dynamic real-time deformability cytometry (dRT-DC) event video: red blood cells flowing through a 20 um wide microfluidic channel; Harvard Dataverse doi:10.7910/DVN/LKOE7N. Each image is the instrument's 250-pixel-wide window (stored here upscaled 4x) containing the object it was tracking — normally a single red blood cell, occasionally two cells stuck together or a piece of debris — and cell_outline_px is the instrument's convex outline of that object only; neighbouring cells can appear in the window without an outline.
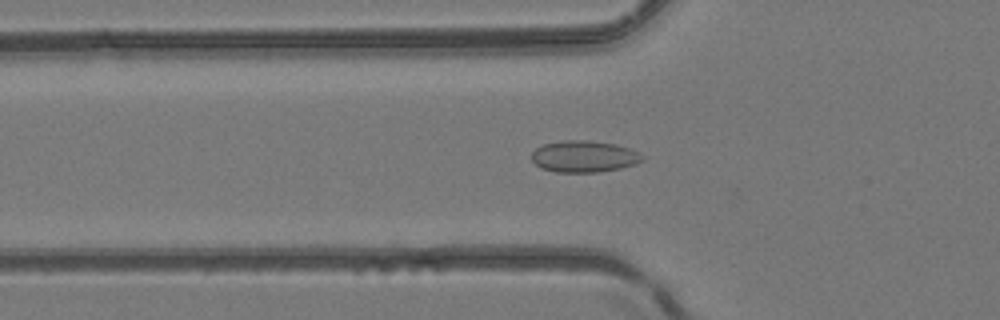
{"species": "common noctule bat (a hibernating species)", "species_latin": "Nyctalus noctula", "temperature_condition": "room temperature", "stored_images_in_passage": 38, "camera_frame_rate_fps": 3000, "um_per_image_px": 0.085, "animal": {"sex": "female", "body_mass_g": 24.6, "forearm_length_mm": 56.2}, "frame": {"image": 1, "passage_image": 11, "time_ms": 3.333, "image_size_px": [1000, 320], "cell_outline_px": [[644, 156], [636, 164], [620, 168], [596, 172], [556, 172], [540, 168], [532, 160], [532, 152], [536, 148], [544, 144], [560, 140], [588, 140], [616, 144], [628, 148]], "centroid_in_image_um": [49.6, 13.29], "position_along_channel_um": 76.2, "area_um2": 20.29}}
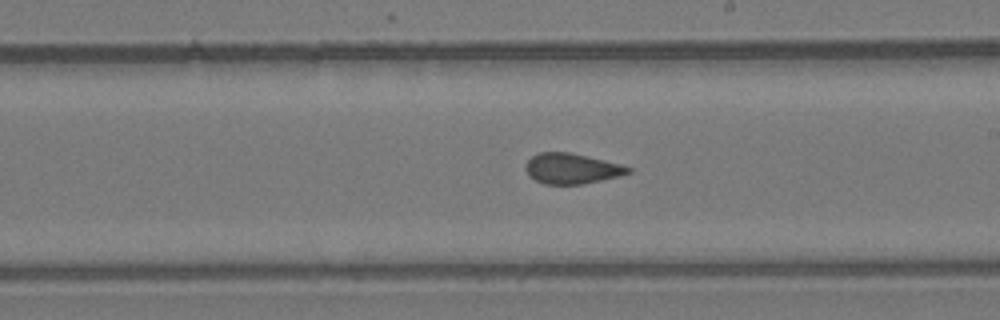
{"frame": {"image": 2, "passage_image": 22, "time_ms": 7.0, "image_size_px": [1000, 320], "cell_outline_px": [[632, 172], [620, 176], [580, 184], [544, 184], [528, 176], [524, 168], [524, 164], [532, 156], [540, 152], [568, 152], [620, 164], [632, 168]], "centroid_in_image_um": [48.56, 14.33], "position_along_channel_um": 240.4, "area_um2": 18.09}}
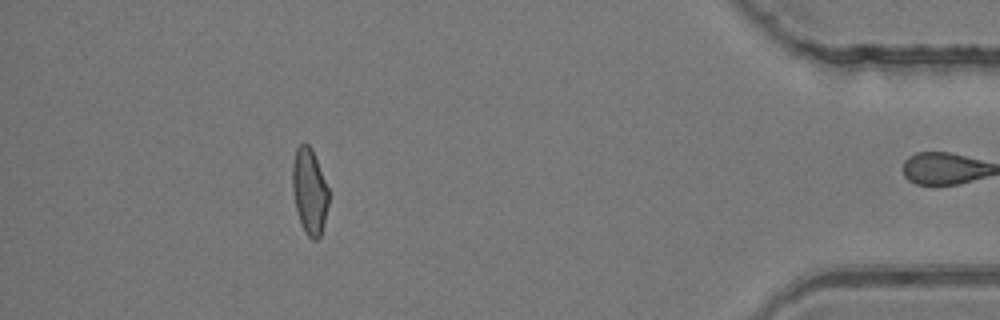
{"frame": {"image": 3, "passage_image": 37, "time_ms": 12.0, "image_size_px": [1000, 320], "cell_outline_px": [[328, 204], [320, 236], [316, 240], [312, 240], [308, 236], [300, 220], [296, 208], [292, 188], [292, 164], [296, 148], [304, 140], [312, 148], [328, 188]], "centroid_in_image_um": [26.29, 16.19], "position_along_channel_um": 408.9, "area_um2": 17.92}}